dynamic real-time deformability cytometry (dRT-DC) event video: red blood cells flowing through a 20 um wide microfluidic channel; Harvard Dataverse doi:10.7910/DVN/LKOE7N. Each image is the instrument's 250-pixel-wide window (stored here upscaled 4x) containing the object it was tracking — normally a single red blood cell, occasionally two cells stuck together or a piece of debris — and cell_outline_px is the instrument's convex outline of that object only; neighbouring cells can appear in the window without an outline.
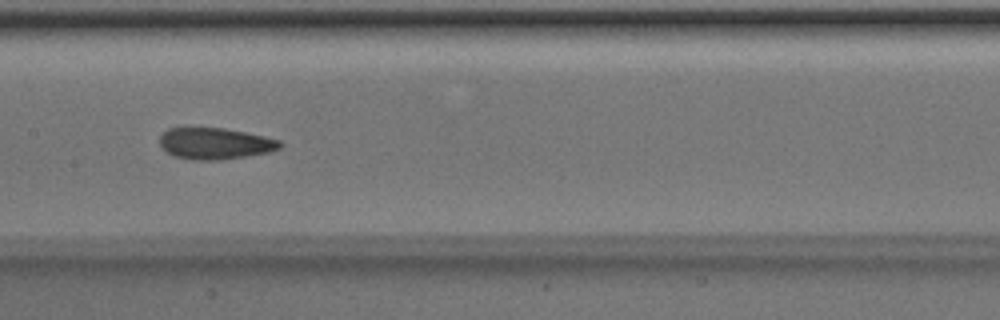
{"species": "Egyptian fruit bat (a non-hibernating species)", "species_latin": "Rousettus aegyptiacus", "temperature_condition": "room temperature", "stored_images_in_passage": 45, "camera_frame_rate_fps": 3000, "um_per_image_px": 0.085, "animal": {"sex": "male"}, "frame": {"image": 1, "passage_image": 20, "time_ms": 6.333, "image_size_px": [1000, 320], "cell_outline_px": [[284, 144], [280, 148], [268, 152], [220, 160], [192, 160], [172, 156], [160, 148], [160, 136], [168, 128], [224, 128], [264, 136], [280, 140]], "centroid_in_image_um": [18.25, 12.2], "position_along_channel_um": 189.2, "area_um2": 22.08}}
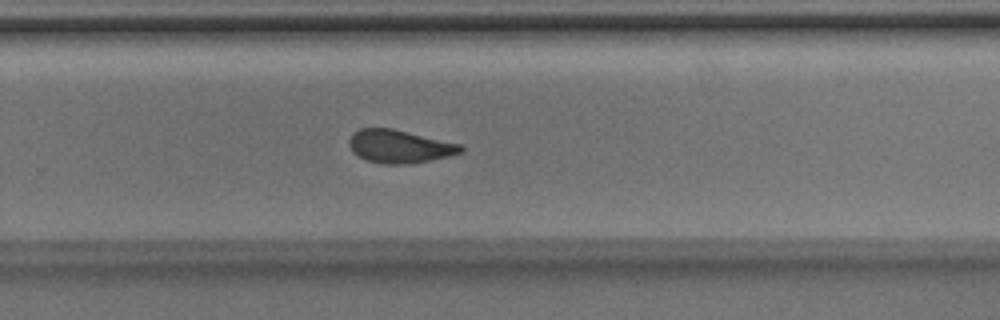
{"frame": {"image": 2, "passage_image": 28, "time_ms": 9.0, "image_size_px": [1000, 320], "cell_outline_px": [[464, 152], [448, 156], [408, 164], [384, 164], [364, 160], [352, 152], [348, 144], [348, 140], [352, 132], [360, 128], [392, 128], [460, 144], [464, 148]], "centroid_in_image_um": [33.9, 12.44], "position_along_channel_um": 295.9, "area_um2": 21.62}}
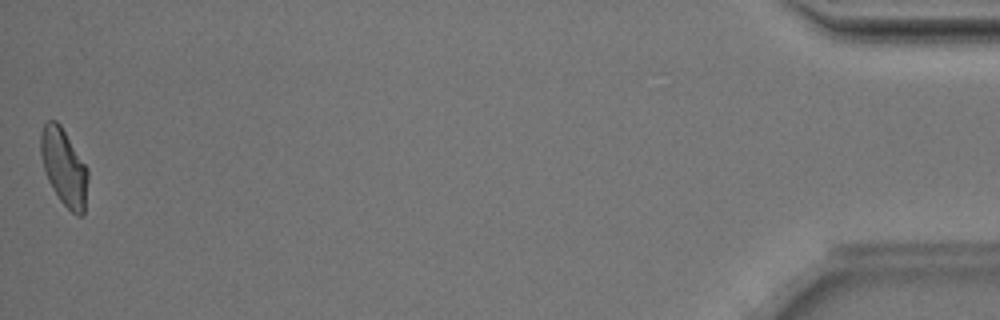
{"frame": {"image": 3, "passage_image": 45, "time_ms": 14.667, "image_size_px": [1000, 320], "cell_outline_px": [[88, 176], [84, 216], [76, 216], [60, 200], [52, 188], [48, 180], [40, 156], [40, 132], [44, 124], [48, 120], [56, 120], [60, 124], [88, 168]], "centroid_in_image_um": [5.44, 14.21], "position_along_channel_um": 429.8, "area_um2": 21.21}, "authors_computed_cell_mechanics": {"area_um2": 21.7906, "velocity_mm_per_s": 4.0229, "shape_relaxation_time_tau1_ms": null, "shape_relaxation_time_tau2_ms": 2.1768, "deformation_change_tau1": null, "deformation_change_tau2": 0.097}}